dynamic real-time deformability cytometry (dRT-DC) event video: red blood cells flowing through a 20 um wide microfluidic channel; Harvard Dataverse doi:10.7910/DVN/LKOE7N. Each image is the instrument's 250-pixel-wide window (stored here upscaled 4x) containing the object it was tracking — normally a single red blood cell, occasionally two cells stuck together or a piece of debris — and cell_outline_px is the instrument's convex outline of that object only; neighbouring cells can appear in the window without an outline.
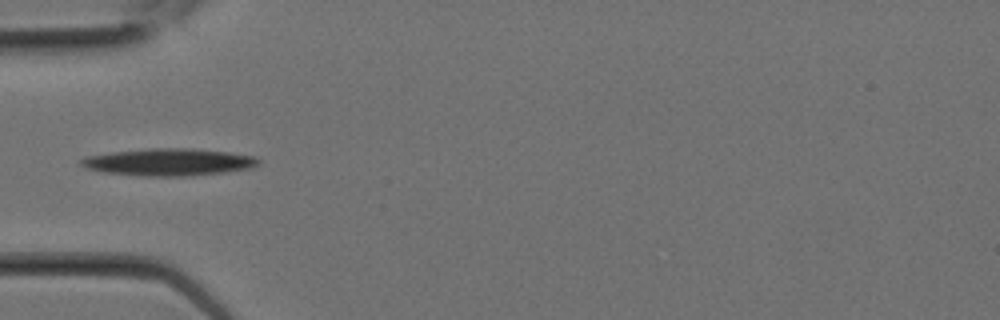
{"species": "Egyptian fruit bat (a non-hibernating species)", "species_latin": "Rousettus aegyptiacus", "temperature_condition": "room temperature", "stored_images_in_passage": 3, "camera_frame_rate_fps": 3000, "um_per_image_px": 0.085, "animal": {"sex": "female"}, "frame": {"image": 1, "passage_image": 3, "time_ms": 0.667, "image_size_px": [1000, 320], "cell_outline_px": [[260, 160], [252, 168], [224, 172], [184, 176], [140, 176], [104, 172], [88, 168], [80, 164], [80, 160], [84, 156], [112, 152], [148, 148], [192, 148], [228, 152], [252, 156]], "centroid_in_image_um": [14.31, 13.77], "position_along_channel_um": 70.7, "area_um2": 27.98}}